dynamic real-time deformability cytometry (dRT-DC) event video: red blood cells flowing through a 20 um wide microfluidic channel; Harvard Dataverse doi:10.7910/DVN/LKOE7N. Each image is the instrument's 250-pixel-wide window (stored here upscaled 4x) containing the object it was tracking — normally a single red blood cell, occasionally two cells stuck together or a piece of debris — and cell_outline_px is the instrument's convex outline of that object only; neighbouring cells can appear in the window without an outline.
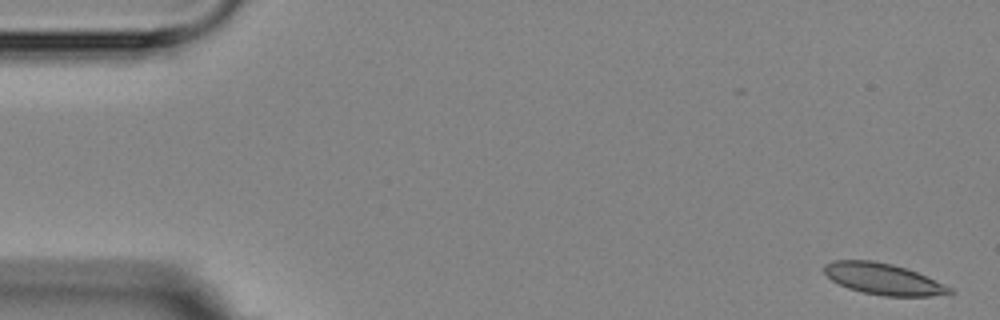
{"species": "Egyptian fruit bat (a non-hibernating species)", "species_latin": "Rousettus aegyptiacus", "temperature_condition": "room temperature", "stored_images_in_passage": 5, "camera_frame_rate_fps": 3000, "um_per_image_px": 0.085, "animal": {"sex": "female"}, "frame": {"image": 1, "passage_image": 1, "time_ms": 0.0, "image_size_px": [1000, 320], "cell_outline_px": [[956, 292], [932, 296], [884, 296], [864, 292], [848, 288], [832, 280], [824, 272], [824, 264], [832, 260], [872, 260], [892, 264], [916, 272], [952, 288]], "centroid_in_image_um": [75.06, 23.71], "position_along_channel_um": 9.9, "area_um2": 22.6}}
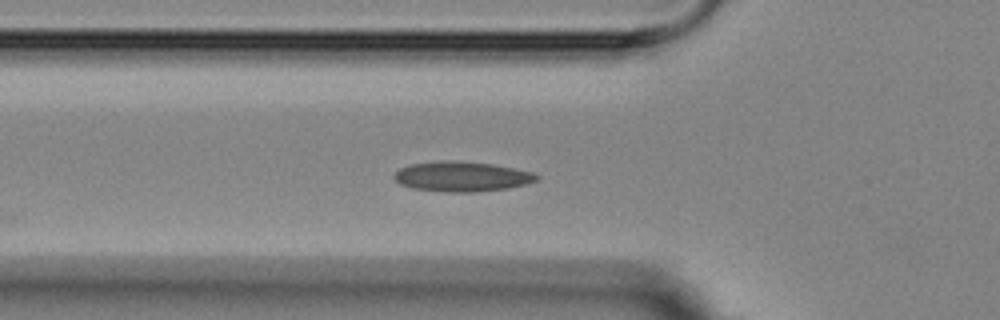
{"frame": {"image": 2, "passage_image": 5, "time_ms": 5.667, "image_size_px": [1000, 320], "cell_outline_px": [[540, 180], [528, 184], [508, 188], [476, 192], [448, 192], [412, 188], [400, 184], [392, 176], [400, 168], [412, 164], [492, 164], [532, 172], [540, 176]], "centroid_in_image_um": [39.34, 15.07], "position_along_channel_um": 86.5, "area_um2": 23.64}}